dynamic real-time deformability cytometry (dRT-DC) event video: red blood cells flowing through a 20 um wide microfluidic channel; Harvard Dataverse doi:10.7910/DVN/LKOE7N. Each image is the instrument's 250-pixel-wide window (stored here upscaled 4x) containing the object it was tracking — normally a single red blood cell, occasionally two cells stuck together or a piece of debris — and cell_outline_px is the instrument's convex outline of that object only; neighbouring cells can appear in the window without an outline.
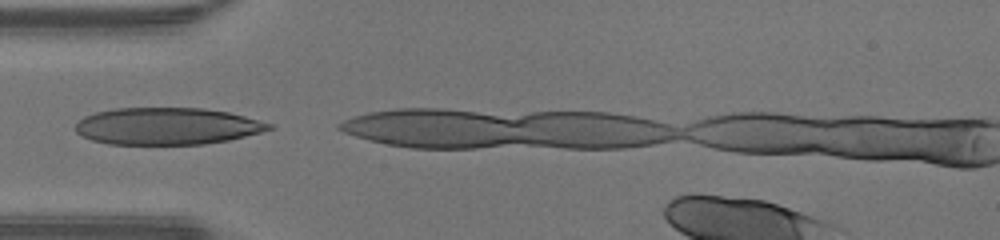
{"species": "human", "species_latin": "Homo sapiens", "temperature_condition": "warm", "stored_images_in_passage": 3, "camera_frame_rate_fps": 3000, "um_per_image_px": 0.085, "donor": {"sex": "male"}, "frame": {"image": 1, "passage_image": 1, "time_ms": 0.0, "image_size_px": [1000, 240], "cell_outline_px": [[276, 128], [228, 140], [204, 144], [108, 144], [92, 140], [76, 132], [76, 124], [84, 116], [96, 112], [116, 108], [204, 108], [228, 112], [244, 116], [272, 124]], "centroid_in_image_um": [14.2, 10.72], "position_along_channel_um": 70.8, "area_um2": 41.56}}